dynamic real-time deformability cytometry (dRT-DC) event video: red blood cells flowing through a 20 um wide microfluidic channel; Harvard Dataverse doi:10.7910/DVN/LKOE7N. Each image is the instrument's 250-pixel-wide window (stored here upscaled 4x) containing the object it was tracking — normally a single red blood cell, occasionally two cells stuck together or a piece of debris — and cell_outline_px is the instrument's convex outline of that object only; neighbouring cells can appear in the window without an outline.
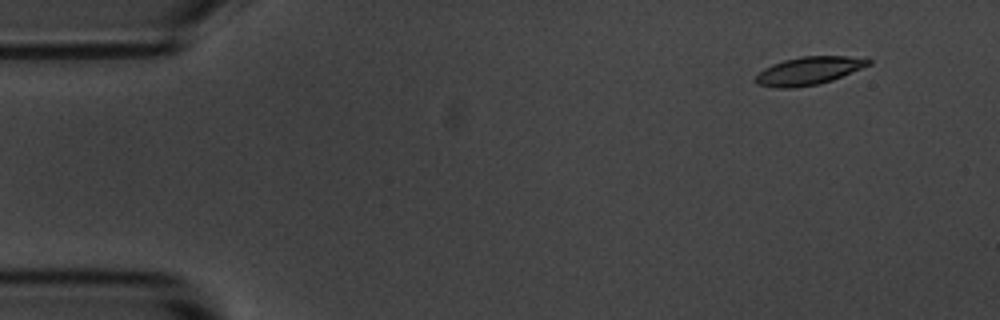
{"species": "common noctule bat (a hibernating species)", "species_latin": "Nyctalus noctula", "temperature_condition": "room temperature", "stored_images_in_passage": 4, "camera_frame_rate_fps": 3000, "um_per_image_px": 0.085, "animal": {"sex": "male", "body_mass_g": 20.1, "forearm_length_mm": 53.5}, "frame": {"image": 1, "passage_image": 1, "time_ms": 0.0, "image_size_px": [1000, 320], "cell_outline_px": [[872, 64], [832, 80], [820, 84], [792, 88], [780, 88], [756, 84], [752, 80], [764, 68], [772, 64], [784, 60], [804, 56], [868, 56], [872, 60]], "centroid_in_image_um": [68.8, 6.0], "position_along_channel_um": 16.2, "area_um2": 18.67}}